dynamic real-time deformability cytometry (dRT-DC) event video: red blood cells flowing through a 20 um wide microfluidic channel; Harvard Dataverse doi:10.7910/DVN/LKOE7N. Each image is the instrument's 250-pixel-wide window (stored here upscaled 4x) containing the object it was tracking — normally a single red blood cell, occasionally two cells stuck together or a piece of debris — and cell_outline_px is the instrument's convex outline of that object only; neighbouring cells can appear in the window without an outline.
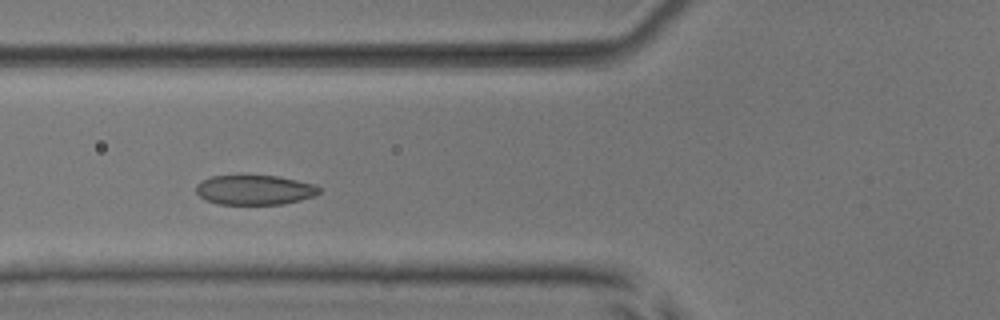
{"species": "common noctule bat (a hibernating species)", "species_latin": "Nyctalus noctula", "temperature_condition": "room temperature", "stored_images_in_passage": 6, "camera_frame_rate_fps": 3000, "um_per_image_px": 0.085, "animal": {"sex": "male", "body_mass_g": 17.9, "forearm_length_mm": 54.2}, "frame": {"image": 1, "passage_image": 4, "time_ms": 4.333, "image_size_px": [1000, 320], "cell_outline_px": [[320, 192], [312, 196], [300, 200], [280, 204], [220, 204], [208, 200], [200, 196], [196, 192], [196, 184], [212, 176], [276, 176], [316, 184], [320, 188]], "centroid_in_image_um": [21.66, 16.14], "position_along_channel_um": 104.1, "area_um2": 20.98}}
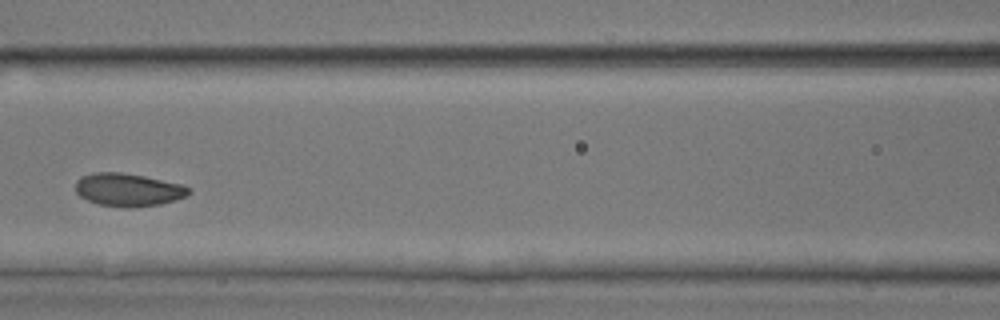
{"frame": {"image": 2, "passage_image": 5, "time_ms": 5.667, "image_size_px": [1000, 320], "cell_outline_px": [[192, 192], [176, 200], [160, 204], [132, 208], [128, 208], [100, 204], [88, 200], [80, 196], [76, 192], [76, 180], [92, 172], [120, 172], [144, 176], [180, 184], [192, 188]], "centroid_in_image_um": [10.91, 16.13], "position_along_channel_um": 155.7, "area_um2": 21.68}}